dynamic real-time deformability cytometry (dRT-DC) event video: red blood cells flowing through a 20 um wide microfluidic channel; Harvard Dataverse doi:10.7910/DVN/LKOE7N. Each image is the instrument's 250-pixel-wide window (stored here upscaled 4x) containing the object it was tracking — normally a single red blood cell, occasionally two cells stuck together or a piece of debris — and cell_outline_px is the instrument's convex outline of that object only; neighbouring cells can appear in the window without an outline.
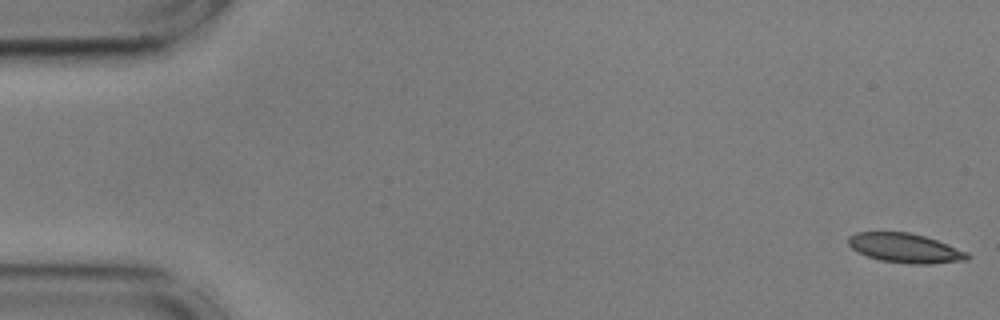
{"species": "common noctule bat (a hibernating species)", "species_latin": "Nyctalus noctula", "temperature_condition": "cold", "stored_images_in_passage": 5, "camera_frame_rate_fps": 3000, "um_per_image_px": 0.085, "animal": {"sex": "male", "body_mass_g": 17.9, "forearm_length_mm": 54.2}, "frame": {"image": 1, "passage_image": 1, "time_ms": 0.0, "image_size_px": [1000, 320], "cell_outline_px": [[972, 256], [968, 260], [932, 264], [912, 264], [880, 260], [856, 252], [848, 244], [848, 236], [856, 232], [908, 232], [924, 236], [936, 240], [968, 252]], "centroid_in_image_um": [76.94, 21.09], "position_along_channel_um": 8.1, "area_um2": 20.46}}